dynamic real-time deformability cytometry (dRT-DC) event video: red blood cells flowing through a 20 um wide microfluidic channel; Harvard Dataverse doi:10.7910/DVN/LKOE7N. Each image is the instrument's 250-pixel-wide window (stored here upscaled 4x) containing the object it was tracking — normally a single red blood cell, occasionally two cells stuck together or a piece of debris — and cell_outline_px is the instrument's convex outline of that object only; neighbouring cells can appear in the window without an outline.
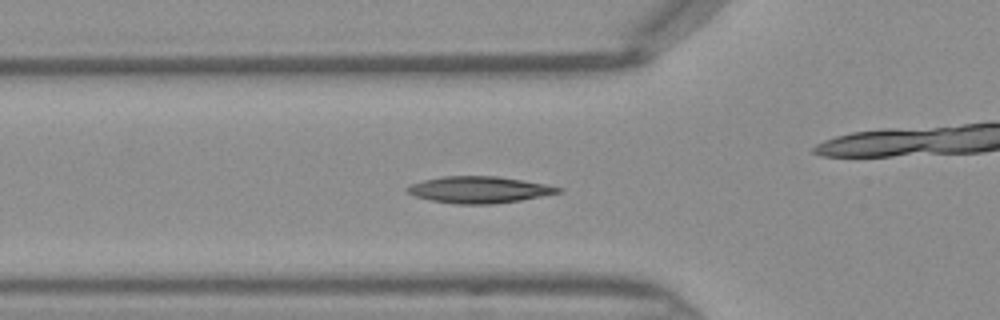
{"species": "Egyptian fruit bat (a non-hibernating species)", "species_latin": "Rousettus aegyptiacus", "temperature_condition": "warm", "stored_images_in_passage": 46, "camera_frame_rate_fps": 3000, "um_per_image_px": 0.085, "frame": {"image": 1, "passage_image": 15, "time_ms": 4.667, "image_size_px": [1000, 320], "cell_outline_px": [[564, 192], [520, 200], [492, 204], [452, 204], [432, 200], [416, 196], [408, 192], [404, 188], [412, 184], [424, 180], [444, 176], [496, 176], [524, 180], [548, 184], [564, 188]], "centroid_in_image_um": [40.79, 16.12], "position_along_channel_um": 85.0, "area_um2": 23.47}}
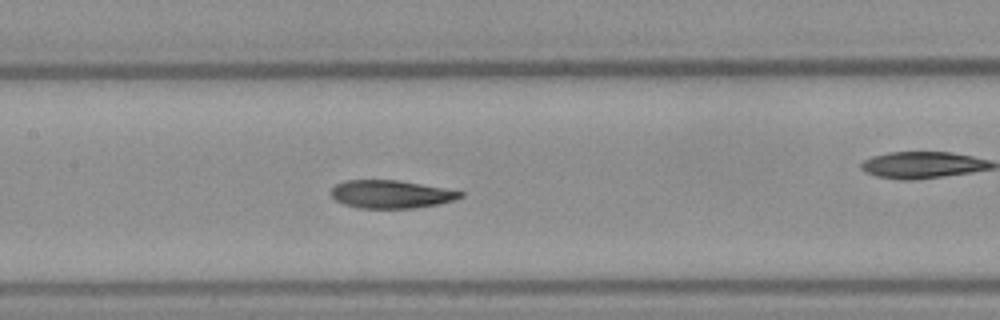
{"frame": {"image": 2, "passage_image": 21, "time_ms": 6.667, "image_size_px": [1000, 320], "cell_outline_px": [[464, 196], [452, 200], [436, 204], [412, 208], [360, 208], [344, 204], [336, 200], [332, 196], [332, 188], [336, 184], [344, 180], [396, 180], [420, 184], [464, 192]], "centroid_in_image_um": [33.2, 16.5], "position_along_channel_um": 174.2, "area_um2": 20.75}}
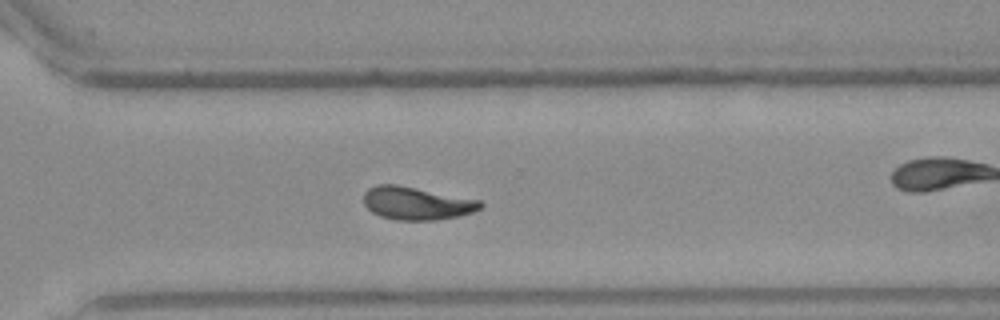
{"frame": {"image": 3, "passage_image": 32, "time_ms": 10.333, "image_size_px": [1000, 320], "cell_outline_px": [[484, 204], [480, 208], [472, 212], [460, 216], [436, 220], [396, 220], [380, 216], [372, 212], [364, 204], [364, 192], [368, 188], [376, 184], [396, 184], [480, 200]], "centroid_in_image_um": [35.39, 17.28], "position_along_channel_um": 335.2, "area_um2": 22.43}}